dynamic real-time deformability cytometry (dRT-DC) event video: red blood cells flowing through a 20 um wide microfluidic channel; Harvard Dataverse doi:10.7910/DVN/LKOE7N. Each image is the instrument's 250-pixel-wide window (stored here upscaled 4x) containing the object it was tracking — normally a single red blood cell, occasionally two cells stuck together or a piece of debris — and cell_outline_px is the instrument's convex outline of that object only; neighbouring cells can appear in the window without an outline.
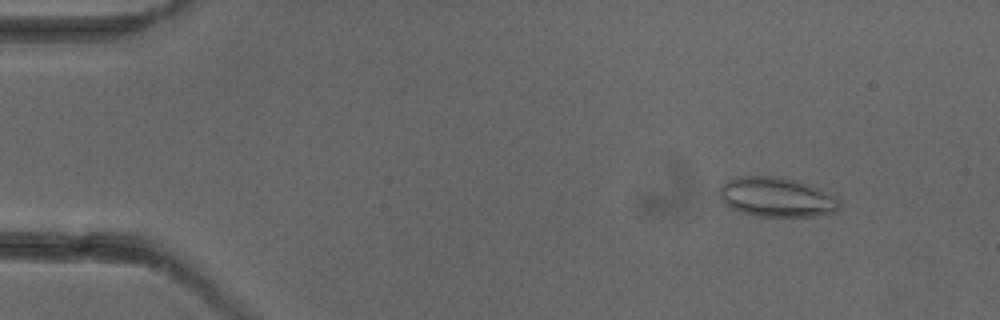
{"species": "common noctule bat (a hibernating species)", "species_latin": "Nyctalus noctula", "temperature_condition": "cold", "stored_images_in_passage": 6, "camera_frame_rate_fps": 3000, "um_per_image_px": 0.085, "animal": {"sex": "female"}, "frame": {"image": 1, "passage_image": 2, "time_ms": 1.0, "image_size_px": [1000, 320], "cell_outline_px": [[840, 204], [836, 212], [812, 216], [756, 216], [740, 212], [724, 204], [720, 196], [720, 184], [736, 176], [780, 176], [796, 180], [820, 188], [836, 196], [840, 200]], "centroid_in_image_um": [66.01, 16.74], "position_along_channel_um": 19.0, "area_um2": 27.92}}
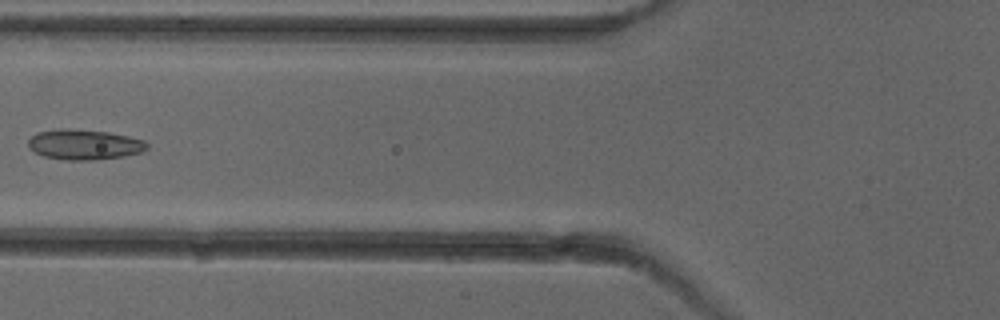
{"frame": {"image": 2, "passage_image": 6, "time_ms": 6.0, "image_size_px": [1000, 320], "cell_outline_px": [[148, 148], [140, 152], [124, 156], [96, 160], [68, 160], [44, 156], [28, 148], [28, 140], [36, 132], [60, 128], [68, 128], [108, 132], [128, 136], [144, 140], [148, 144]], "centroid_in_image_um": [7.15, 12.28], "position_along_channel_um": 118.7, "area_um2": 20.98}}